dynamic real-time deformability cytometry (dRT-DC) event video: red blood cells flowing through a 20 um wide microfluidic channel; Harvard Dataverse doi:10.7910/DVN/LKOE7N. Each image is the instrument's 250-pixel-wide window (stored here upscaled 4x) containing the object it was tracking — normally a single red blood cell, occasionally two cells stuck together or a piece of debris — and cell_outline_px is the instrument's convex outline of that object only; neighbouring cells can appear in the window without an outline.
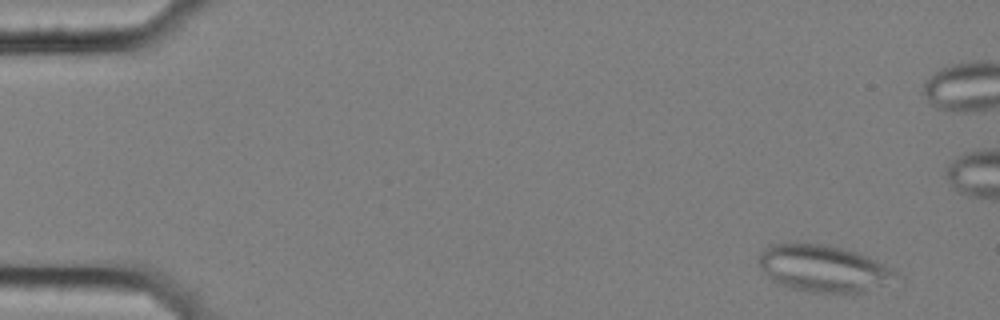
{"species": "common noctule bat (a hibernating species)", "species_latin": "Nyctalus noctula", "temperature_condition": "cold", "stored_images_in_passage": 10, "camera_frame_rate_fps": 3000, "um_per_image_px": 0.085, "animal": {"sex": "female", "body_mass_g": 25.1}, "frame": {"image": 1, "passage_image": 1, "time_ms": 0.0, "image_size_px": [1000, 320], "cell_outline_px": [[904, 280], [864, 292], [808, 292], [788, 288], [776, 284], [760, 268], [756, 260], [760, 252], [764, 248], [772, 244], [824, 244], [856, 252], [892, 268], [904, 276]], "centroid_in_image_um": [70.05, 22.85], "position_along_channel_um": 15.0, "area_um2": 37.97}}